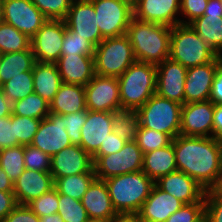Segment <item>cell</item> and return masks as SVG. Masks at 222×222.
Listing matches in <instances>:
<instances>
[{
  "mask_svg": "<svg viewBox=\"0 0 222 222\" xmlns=\"http://www.w3.org/2000/svg\"><path fill=\"white\" fill-rule=\"evenodd\" d=\"M172 142L177 170L208 190L222 167V141L217 137L178 135Z\"/></svg>",
  "mask_w": 222,
  "mask_h": 222,
  "instance_id": "6da1fadb",
  "label": "cell"
},
{
  "mask_svg": "<svg viewBox=\"0 0 222 222\" xmlns=\"http://www.w3.org/2000/svg\"><path fill=\"white\" fill-rule=\"evenodd\" d=\"M171 28L132 18L126 35L133 47L136 61L158 65L170 55Z\"/></svg>",
  "mask_w": 222,
  "mask_h": 222,
  "instance_id": "7a4b0ae2",
  "label": "cell"
},
{
  "mask_svg": "<svg viewBox=\"0 0 222 222\" xmlns=\"http://www.w3.org/2000/svg\"><path fill=\"white\" fill-rule=\"evenodd\" d=\"M104 181L117 214H138L155 184L143 171L113 176Z\"/></svg>",
  "mask_w": 222,
  "mask_h": 222,
  "instance_id": "3957f363",
  "label": "cell"
},
{
  "mask_svg": "<svg viewBox=\"0 0 222 222\" xmlns=\"http://www.w3.org/2000/svg\"><path fill=\"white\" fill-rule=\"evenodd\" d=\"M156 65L135 61L118 77L122 108L137 110L156 93Z\"/></svg>",
  "mask_w": 222,
  "mask_h": 222,
  "instance_id": "277c9868",
  "label": "cell"
},
{
  "mask_svg": "<svg viewBox=\"0 0 222 222\" xmlns=\"http://www.w3.org/2000/svg\"><path fill=\"white\" fill-rule=\"evenodd\" d=\"M217 56L190 25L178 24L171 28V60L188 69L212 62Z\"/></svg>",
  "mask_w": 222,
  "mask_h": 222,
  "instance_id": "5b68a950",
  "label": "cell"
},
{
  "mask_svg": "<svg viewBox=\"0 0 222 222\" xmlns=\"http://www.w3.org/2000/svg\"><path fill=\"white\" fill-rule=\"evenodd\" d=\"M181 110L182 104L155 93L136 114L140 126L166 133L174 139L180 135Z\"/></svg>",
  "mask_w": 222,
  "mask_h": 222,
  "instance_id": "8992f818",
  "label": "cell"
},
{
  "mask_svg": "<svg viewBox=\"0 0 222 222\" xmlns=\"http://www.w3.org/2000/svg\"><path fill=\"white\" fill-rule=\"evenodd\" d=\"M136 61L129 37L104 38L94 51L95 75L120 77Z\"/></svg>",
  "mask_w": 222,
  "mask_h": 222,
  "instance_id": "52a82bcc",
  "label": "cell"
},
{
  "mask_svg": "<svg viewBox=\"0 0 222 222\" xmlns=\"http://www.w3.org/2000/svg\"><path fill=\"white\" fill-rule=\"evenodd\" d=\"M96 179L106 180L126 173L142 171L143 152L135 140L126 141L122 149L110 155L92 157Z\"/></svg>",
  "mask_w": 222,
  "mask_h": 222,
  "instance_id": "ba28073f",
  "label": "cell"
},
{
  "mask_svg": "<svg viewBox=\"0 0 222 222\" xmlns=\"http://www.w3.org/2000/svg\"><path fill=\"white\" fill-rule=\"evenodd\" d=\"M93 3L101 35L119 37L127 33L133 18V6L125 0H90Z\"/></svg>",
  "mask_w": 222,
  "mask_h": 222,
  "instance_id": "9c48e42d",
  "label": "cell"
},
{
  "mask_svg": "<svg viewBox=\"0 0 222 222\" xmlns=\"http://www.w3.org/2000/svg\"><path fill=\"white\" fill-rule=\"evenodd\" d=\"M2 21L30 39L48 20L31 0H1Z\"/></svg>",
  "mask_w": 222,
  "mask_h": 222,
  "instance_id": "30bf717a",
  "label": "cell"
},
{
  "mask_svg": "<svg viewBox=\"0 0 222 222\" xmlns=\"http://www.w3.org/2000/svg\"><path fill=\"white\" fill-rule=\"evenodd\" d=\"M64 31V20L48 19L36 32L30 40V47L37 62H57L61 56Z\"/></svg>",
  "mask_w": 222,
  "mask_h": 222,
  "instance_id": "8fae6325",
  "label": "cell"
},
{
  "mask_svg": "<svg viewBox=\"0 0 222 222\" xmlns=\"http://www.w3.org/2000/svg\"><path fill=\"white\" fill-rule=\"evenodd\" d=\"M84 87L87 110L112 112L121 108L117 77L95 75Z\"/></svg>",
  "mask_w": 222,
  "mask_h": 222,
  "instance_id": "7c38bea8",
  "label": "cell"
},
{
  "mask_svg": "<svg viewBox=\"0 0 222 222\" xmlns=\"http://www.w3.org/2000/svg\"><path fill=\"white\" fill-rule=\"evenodd\" d=\"M64 125V115L49 113L41 120L31 145L52 157L72 145Z\"/></svg>",
  "mask_w": 222,
  "mask_h": 222,
  "instance_id": "4fadbf2b",
  "label": "cell"
},
{
  "mask_svg": "<svg viewBox=\"0 0 222 222\" xmlns=\"http://www.w3.org/2000/svg\"><path fill=\"white\" fill-rule=\"evenodd\" d=\"M212 101L184 103L181 110L180 135L213 137Z\"/></svg>",
  "mask_w": 222,
  "mask_h": 222,
  "instance_id": "5bb4252c",
  "label": "cell"
},
{
  "mask_svg": "<svg viewBox=\"0 0 222 222\" xmlns=\"http://www.w3.org/2000/svg\"><path fill=\"white\" fill-rule=\"evenodd\" d=\"M64 22L68 28L78 33V36L86 38L95 47L104 39L90 0H73Z\"/></svg>",
  "mask_w": 222,
  "mask_h": 222,
  "instance_id": "9a60e30c",
  "label": "cell"
},
{
  "mask_svg": "<svg viewBox=\"0 0 222 222\" xmlns=\"http://www.w3.org/2000/svg\"><path fill=\"white\" fill-rule=\"evenodd\" d=\"M50 173L54 180L82 173H95L92 157L80 146L72 144L51 157Z\"/></svg>",
  "mask_w": 222,
  "mask_h": 222,
  "instance_id": "2e32d148",
  "label": "cell"
},
{
  "mask_svg": "<svg viewBox=\"0 0 222 222\" xmlns=\"http://www.w3.org/2000/svg\"><path fill=\"white\" fill-rule=\"evenodd\" d=\"M221 61L222 56L218 55L212 62L187 69L184 84L185 103L210 100L212 83Z\"/></svg>",
  "mask_w": 222,
  "mask_h": 222,
  "instance_id": "e0dca14e",
  "label": "cell"
},
{
  "mask_svg": "<svg viewBox=\"0 0 222 222\" xmlns=\"http://www.w3.org/2000/svg\"><path fill=\"white\" fill-rule=\"evenodd\" d=\"M156 68V94L183 105L185 103L184 84L187 68L170 58L156 65Z\"/></svg>",
  "mask_w": 222,
  "mask_h": 222,
  "instance_id": "ac0fdd59",
  "label": "cell"
},
{
  "mask_svg": "<svg viewBox=\"0 0 222 222\" xmlns=\"http://www.w3.org/2000/svg\"><path fill=\"white\" fill-rule=\"evenodd\" d=\"M178 14L180 0H139L133 5V17L145 22L173 27L181 24Z\"/></svg>",
  "mask_w": 222,
  "mask_h": 222,
  "instance_id": "d6986e66",
  "label": "cell"
},
{
  "mask_svg": "<svg viewBox=\"0 0 222 222\" xmlns=\"http://www.w3.org/2000/svg\"><path fill=\"white\" fill-rule=\"evenodd\" d=\"M112 129V112L87 110V121L81 128L80 146L93 157Z\"/></svg>",
  "mask_w": 222,
  "mask_h": 222,
  "instance_id": "ffe728a7",
  "label": "cell"
},
{
  "mask_svg": "<svg viewBox=\"0 0 222 222\" xmlns=\"http://www.w3.org/2000/svg\"><path fill=\"white\" fill-rule=\"evenodd\" d=\"M155 184L184 205L205 202L206 190L184 172L177 170L169 173L160 177Z\"/></svg>",
  "mask_w": 222,
  "mask_h": 222,
  "instance_id": "44dd1931",
  "label": "cell"
},
{
  "mask_svg": "<svg viewBox=\"0 0 222 222\" xmlns=\"http://www.w3.org/2000/svg\"><path fill=\"white\" fill-rule=\"evenodd\" d=\"M53 188L54 179L50 172L25 169L14 181L13 193L17 204L27 205Z\"/></svg>",
  "mask_w": 222,
  "mask_h": 222,
  "instance_id": "7402d4cb",
  "label": "cell"
},
{
  "mask_svg": "<svg viewBox=\"0 0 222 222\" xmlns=\"http://www.w3.org/2000/svg\"><path fill=\"white\" fill-rule=\"evenodd\" d=\"M183 206L181 201L154 184L149 197L138 212V216L142 222H165Z\"/></svg>",
  "mask_w": 222,
  "mask_h": 222,
  "instance_id": "603a6c76",
  "label": "cell"
},
{
  "mask_svg": "<svg viewBox=\"0 0 222 222\" xmlns=\"http://www.w3.org/2000/svg\"><path fill=\"white\" fill-rule=\"evenodd\" d=\"M56 65L64 83L86 86L95 76L94 56L61 55Z\"/></svg>",
  "mask_w": 222,
  "mask_h": 222,
  "instance_id": "cb8c5ba5",
  "label": "cell"
},
{
  "mask_svg": "<svg viewBox=\"0 0 222 222\" xmlns=\"http://www.w3.org/2000/svg\"><path fill=\"white\" fill-rule=\"evenodd\" d=\"M88 218L110 221L117 215L104 180L95 179L81 199Z\"/></svg>",
  "mask_w": 222,
  "mask_h": 222,
  "instance_id": "d4e9b609",
  "label": "cell"
},
{
  "mask_svg": "<svg viewBox=\"0 0 222 222\" xmlns=\"http://www.w3.org/2000/svg\"><path fill=\"white\" fill-rule=\"evenodd\" d=\"M50 104V112L59 115L87 110L85 87L79 84L62 83Z\"/></svg>",
  "mask_w": 222,
  "mask_h": 222,
  "instance_id": "484cf974",
  "label": "cell"
},
{
  "mask_svg": "<svg viewBox=\"0 0 222 222\" xmlns=\"http://www.w3.org/2000/svg\"><path fill=\"white\" fill-rule=\"evenodd\" d=\"M142 171L154 182L177 171L173 142L166 147L144 153Z\"/></svg>",
  "mask_w": 222,
  "mask_h": 222,
  "instance_id": "4316f807",
  "label": "cell"
},
{
  "mask_svg": "<svg viewBox=\"0 0 222 222\" xmlns=\"http://www.w3.org/2000/svg\"><path fill=\"white\" fill-rule=\"evenodd\" d=\"M34 93L51 102L62 82L56 63L35 62L33 69Z\"/></svg>",
  "mask_w": 222,
  "mask_h": 222,
  "instance_id": "83f0119b",
  "label": "cell"
},
{
  "mask_svg": "<svg viewBox=\"0 0 222 222\" xmlns=\"http://www.w3.org/2000/svg\"><path fill=\"white\" fill-rule=\"evenodd\" d=\"M189 25L218 55L222 56V13H204Z\"/></svg>",
  "mask_w": 222,
  "mask_h": 222,
  "instance_id": "f1b7e54d",
  "label": "cell"
},
{
  "mask_svg": "<svg viewBox=\"0 0 222 222\" xmlns=\"http://www.w3.org/2000/svg\"><path fill=\"white\" fill-rule=\"evenodd\" d=\"M35 62L31 47L25 51L1 54L0 85L21 72L32 71Z\"/></svg>",
  "mask_w": 222,
  "mask_h": 222,
  "instance_id": "f546056e",
  "label": "cell"
},
{
  "mask_svg": "<svg viewBox=\"0 0 222 222\" xmlns=\"http://www.w3.org/2000/svg\"><path fill=\"white\" fill-rule=\"evenodd\" d=\"M95 179V173H82L57 178L54 180V189L58 194H64L81 201L83 195Z\"/></svg>",
  "mask_w": 222,
  "mask_h": 222,
  "instance_id": "4dcf8cb0",
  "label": "cell"
},
{
  "mask_svg": "<svg viewBox=\"0 0 222 222\" xmlns=\"http://www.w3.org/2000/svg\"><path fill=\"white\" fill-rule=\"evenodd\" d=\"M113 132L126 141L136 139L139 118L136 111L130 108H118L112 111Z\"/></svg>",
  "mask_w": 222,
  "mask_h": 222,
  "instance_id": "1f68e13d",
  "label": "cell"
},
{
  "mask_svg": "<svg viewBox=\"0 0 222 222\" xmlns=\"http://www.w3.org/2000/svg\"><path fill=\"white\" fill-rule=\"evenodd\" d=\"M50 113V104L41 96L32 93L12 103V114L34 119H44Z\"/></svg>",
  "mask_w": 222,
  "mask_h": 222,
  "instance_id": "d6a6232c",
  "label": "cell"
},
{
  "mask_svg": "<svg viewBox=\"0 0 222 222\" xmlns=\"http://www.w3.org/2000/svg\"><path fill=\"white\" fill-rule=\"evenodd\" d=\"M30 40L12 25L0 22V54L25 51L30 48Z\"/></svg>",
  "mask_w": 222,
  "mask_h": 222,
  "instance_id": "836d02e7",
  "label": "cell"
},
{
  "mask_svg": "<svg viewBox=\"0 0 222 222\" xmlns=\"http://www.w3.org/2000/svg\"><path fill=\"white\" fill-rule=\"evenodd\" d=\"M6 98L14 103L34 93L32 71L21 72L1 85Z\"/></svg>",
  "mask_w": 222,
  "mask_h": 222,
  "instance_id": "e575fe53",
  "label": "cell"
},
{
  "mask_svg": "<svg viewBox=\"0 0 222 222\" xmlns=\"http://www.w3.org/2000/svg\"><path fill=\"white\" fill-rule=\"evenodd\" d=\"M23 155L24 146L22 145L0 151V166L13 182L26 169Z\"/></svg>",
  "mask_w": 222,
  "mask_h": 222,
  "instance_id": "d590c367",
  "label": "cell"
},
{
  "mask_svg": "<svg viewBox=\"0 0 222 222\" xmlns=\"http://www.w3.org/2000/svg\"><path fill=\"white\" fill-rule=\"evenodd\" d=\"M135 141L144 154L166 147L172 142V138L166 133L155 131L139 125Z\"/></svg>",
  "mask_w": 222,
  "mask_h": 222,
  "instance_id": "8d00e7d4",
  "label": "cell"
},
{
  "mask_svg": "<svg viewBox=\"0 0 222 222\" xmlns=\"http://www.w3.org/2000/svg\"><path fill=\"white\" fill-rule=\"evenodd\" d=\"M95 46L86 38L78 36L65 25L64 39L61 47V55H89L94 56Z\"/></svg>",
  "mask_w": 222,
  "mask_h": 222,
  "instance_id": "74e56055",
  "label": "cell"
},
{
  "mask_svg": "<svg viewBox=\"0 0 222 222\" xmlns=\"http://www.w3.org/2000/svg\"><path fill=\"white\" fill-rule=\"evenodd\" d=\"M58 214L64 222H87L89 219L82 202L64 194H59Z\"/></svg>",
  "mask_w": 222,
  "mask_h": 222,
  "instance_id": "f35d334b",
  "label": "cell"
},
{
  "mask_svg": "<svg viewBox=\"0 0 222 222\" xmlns=\"http://www.w3.org/2000/svg\"><path fill=\"white\" fill-rule=\"evenodd\" d=\"M41 120L42 119L11 114V122L14 124L15 136L20 145H31Z\"/></svg>",
  "mask_w": 222,
  "mask_h": 222,
  "instance_id": "ab89813d",
  "label": "cell"
},
{
  "mask_svg": "<svg viewBox=\"0 0 222 222\" xmlns=\"http://www.w3.org/2000/svg\"><path fill=\"white\" fill-rule=\"evenodd\" d=\"M47 18L64 20L73 0H31Z\"/></svg>",
  "mask_w": 222,
  "mask_h": 222,
  "instance_id": "60d3db41",
  "label": "cell"
},
{
  "mask_svg": "<svg viewBox=\"0 0 222 222\" xmlns=\"http://www.w3.org/2000/svg\"><path fill=\"white\" fill-rule=\"evenodd\" d=\"M27 206L38 216L43 217L58 213L59 194L53 188L48 193L41 195L39 198L32 200Z\"/></svg>",
  "mask_w": 222,
  "mask_h": 222,
  "instance_id": "b9f144b4",
  "label": "cell"
},
{
  "mask_svg": "<svg viewBox=\"0 0 222 222\" xmlns=\"http://www.w3.org/2000/svg\"><path fill=\"white\" fill-rule=\"evenodd\" d=\"M24 164L29 170L50 172L51 157L32 145L24 146Z\"/></svg>",
  "mask_w": 222,
  "mask_h": 222,
  "instance_id": "7bdbcfd3",
  "label": "cell"
},
{
  "mask_svg": "<svg viewBox=\"0 0 222 222\" xmlns=\"http://www.w3.org/2000/svg\"><path fill=\"white\" fill-rule=\"evenodd\" d=\"M205 202L187 204L172 214L165 222H204Z\"/></svg>",
  "mask_w": 222,
  "mask_h": 222,
  "instance_id": "ee69618b",
  "label": "cell"
},
{
  "mask_svg": "<svg viewBox=\"0 0 222 222\" xmlns=\"http://www.w3.org/2000/svg\"><path fill=\"white\" fill-rule=\"evenodd\" d=\"M87 121V110L64 115V125L72 144H81V128Z\"/></svg>",
  "mask_w": 222,
  "mask_h": 222,
  "instance_id": "f6af8a7d",
  "label": "cell"
},
{
  "mask_svg": "<svg viewBox=\"0 0 222 222\" xmlns=\"http://www.w3.org/2000/svg\"><path fill=\"white\" fill-rule=\"evenodd\" d=\"M208 0H180V14L184 19L181 24L189 25L195 19L202 17L206 9Z\"/></svg>",
  "mask_w": 222,
  "mask_h": 222,
  "instance_id": "bcb514c9",
  "label": "cell"
},
{
  "mask_svg": "<svg viewBox=\"0 0 222 222\" xmlns=\"http://www.w3.org/2000/svg\"><path fill=\"white\" fill-rule=\"evenodd\" d=\"M19 145L20 143L15 136L14 124L11 122V116L0 117V151Z\"/></svg>",
  "mask_w": 222,
  "mask_h": 222,
  "instance_id": "7dc6e473",
  "label": "cell"
},
{
  "mask_svg": "<svg viewBox=\"0 0 222 222\" xmlns=\"http://www.w3.org/2000/svg\"><path fill=\"white\" fill-rule=\"evenodd\" d=\"M2 222H40V220L27 205L17 204Z\"/></svg>",
  "mask_w": 222,
  "mask_h": 222,
  "instance_id": "c3c4849f",
  "label": "cell"
},
{
  "mask_svg": "<svg viewBox=\"0 0 222 222\" xmlns=\"http://www.w3.org/2000/svg\"><path fill=\"white\" fill-rule=\"evenodd\" d=\"M205 222H222V197H204Z\"/></svg>",
  "mask_w": 222,
  "mask_h": 222,
  "instance_id": "681fc988",
  "label": "cell"
},
{
  "mask_svg": "<svg viewBox=\"0 0 222 222\" xmlns=\"http://www.w3.org/2000/svg\"><path fill=\"white\" fill-rule=\"evenodd\" d=\"M126 140L119 138L113 131L108 134L104 143H101L98 152L95 155H110L122 149Z\"/></svg>",
  "mask_w": 222,
  "mask_h": 222,
  "instance_id": "f907efd6",
  "label": "cell"
},
{
  "mask_svg": "<svg viewBox=\"0 0 222 222\" xmlns=\"http://www.w3.org/2000/svg\"><path fill=\"white\" fill-rule=\"evenodd\" d=\"M210 101L215 105L222 104V61L218 64V68L212 83Z\"/></svg>",
  "mask_w": 222,
  "mask_h": 222,
  "instance_id": "816d5d0a",
  "label": "cell"
},
{
  "mask_svg": "<svg viewBox=\"0 0 222 222\" xmlns=\"http://www.w3.org/2000/svg\"><path fill=\"white\" fill-rule=\"evenodd\" d=\"M17 205L13 192L0 190V222L14 209Z\"/></svg>",
  "mask_w": 222,
  "mask_h": 222,
  "instance_id": "f5cc1de1",
  "label": "cell"
},
{
  "mask_svg": "<svg viewBox=\"0 0 222 222\" xmlns=\"http://www.w3.org/2000/svg\"><path fill=\"white\" fill-rule=\"evenodd\" d=\"M213 137H217L222 141V104L214 105Z\"/></svg>",
  "mask_w": 222,
  "mask_h": 222,
  "instance_id": "db71d44e",
  "label": "cell"
},
{
  "mask_svg": "<svg viewBox=\"0 0 222 222\" xmlns=\"http://www.w3.org/2000/svg\"><path fill=\"white\" fill-rule=\"evenodd\" d=\"M204 197H222V167L217 174L215 182L205 191Z\"/></svg>",
  "mask_w": 222,
  "mask_h": 222,
  "instance_id": "11a10c76",
  "label": "cell"
},
{
  "mask_svg": "<svg viewBox=\"0 0 222 222\" xmlns=\"http://www.w3.org/2000/svg\"><path fill=\"white\" fill-rule=\"evenodd\" d=\"M12 114V103L6 98L0 85V117H8Z\"/></svg>",
  "mask_w": 222,
  "mask_h": 222,
  "instance_id": "9f6ffc18",
  "label": "cell"
},
{
  "mask_svg": "<svg viewBox=\"0 0 222 222\" xmlns=\"http://www.w3.org/2000/svg\"><path fill=\"white\" fill-rule=\"evenodd\" d=\"M14 182L8 177L0 166V190L5 192H13Z\"/></svg>",
  "mask_w": 222,
  "mask_h": 222,
  "instance_id": "6f0895ef",
  "label": "cell"
},
{
  "mask_svg": "<svg viewBox=\"0 0 222 222\" xmlns=\"http://www.w3.org/2000/svg\"><path fill=\"white\" fill-rule=\"evenodd\" d=\"M109 222H142L138 214H117Z\"/></svg>",
  "mask_w": 222,
  "mask_h": 222,
  "instance_id": "680465c9",
  "label": "cell"
},
{
  "mask_svg": "<svg viewBox=\"0 0 222 222\" xmlns=\"http://www.w3.org/2000/svg\"><path fill=\"white\" fill-rule=\"evenodd\" d=\"M204 13H222L220 0H208Z\"/></svg>",
  "mask_w": 222,
  "mask_h": 222,
  "instance_id": "91938a15",
  "label": "cell"
},
{
  "mask_svg": "<svg viewBox=\"0 0 222 222\" xmlns=\"http://www.w3.org/2000/svg\"><path fill=\"white\" fill-rule=\"evenodd\" d=\"M40 222H64L58 213L39 217Z\"/></svg>",
  "mask_w": 222,
  "mask_h": 222,
  "instance_id": "94428289",
  "label": "cell"
},
{
  "mask_svg": "<svg viewBox=\"0 0 222 222\" xmlns=\"http://www.w3.org/2000/svg\"><path fill=\"white\" fill-rule=\"evenodd\" d=\"M87 222H109V221H107V220H102V219H91V218H89V219L87 220Z\"/></svg>",
  "mask_w": 222,
  "mask_h": 222,
  "instance_id": "6125c7cd",
  "label": "cell"
},
{
  "mask_svg": "<svg viewBox=\"0 0 222 222\" xmlns=\"http://www.w3.org/2000/svg\"><path fill=\"white\" fill-rule=\"evenodd\" d=\"M126 2L130 3L132 6L135 5L139 0H125Z\"/></svg>",
  "mask_w": 222,
  "mask_h": 222,
  "instance_id": "be15d7a7",
  "label": "cell"
},
{
  "mask_svg": "<svg viewBox=\"0 0 222 222\" xmlns=\"http://www.w3.org/2000/svg\"><path fill=\"white\" fill-rule=\"evenodd\" d=\"M2 21L1 0H0V22Z\"/></svg>",
  "mask_w": 222,
  "mask_h": 222,
  "instance_id": "e7e4bbea",
  "label": "cell"
}]
</instances>
